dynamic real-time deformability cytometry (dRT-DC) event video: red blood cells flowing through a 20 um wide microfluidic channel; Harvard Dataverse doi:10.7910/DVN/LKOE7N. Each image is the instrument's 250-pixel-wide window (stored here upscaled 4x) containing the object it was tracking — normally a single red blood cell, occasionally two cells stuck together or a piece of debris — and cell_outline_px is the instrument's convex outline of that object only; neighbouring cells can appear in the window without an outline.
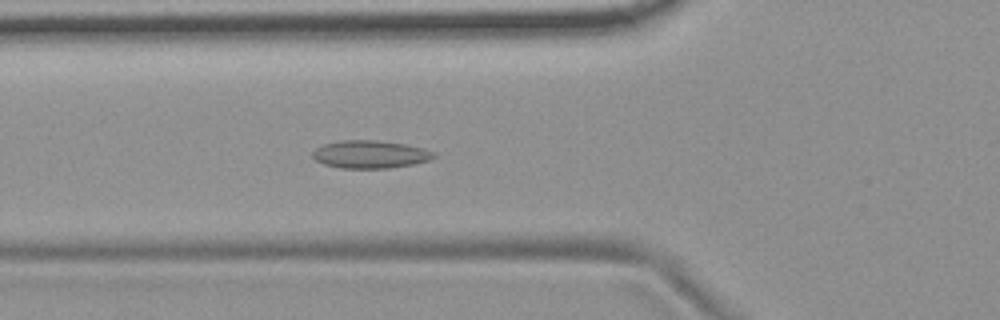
{"species": "common noctule bat (a hibernating species)", "species_latin": "Nyctalus noctula", "temperature_condition": "room temperature", "stored_images_in_passage": 55, "camera_frame_rate_fps": 3000, "um_per_image_px": 0.085, "animal": {"sex": "female", "body_mass_g": 19.9}, "frame": {"image": 1, "passage_image": 19, "time_ms": 6.0, "image_size_px": [1000, 320], "cell_outline_px": [[436, 156], [428, 160], [412, 164], [388, 168], [340, 168], [324, 164], [316, 160], [312, 156], [312, 152], [316, 148], [324, 144], [340, 140], [376, 140], [404, 144], [424, 148], [436, 152]], "centroid_in_image_um": [31.46, 13.11], "position_along_channel_um": 94.3, "area_um2": 19.59}}
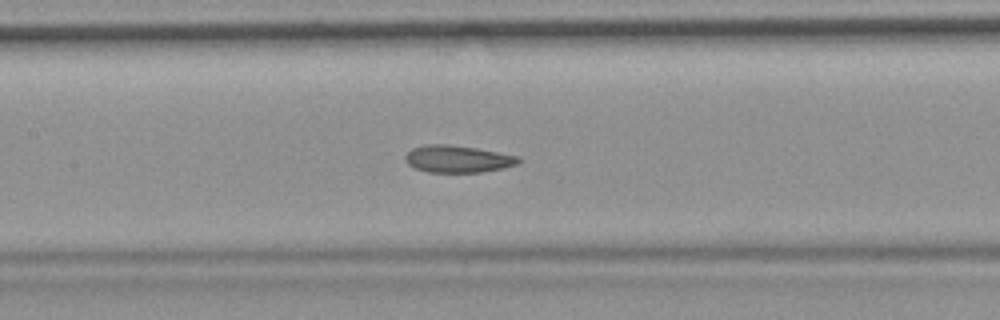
{"frame": {"image": 2, "passage_image": 25, "time_ms": 8.0, "image_size_px": [1000, 320], "cell_outline_px": [[524, 160], [516, 164], [504, 168], [480, 172], [428, 172], [416, 168], [408, 164], [404, 160], [404, 156], [412, 148], [428, 144], [448, 144], [476, 148], [520, 156]], "centroid_in_image_um": [38.93, 13.51], "position_along_channel_um": 168.5, "area_um2": 17.98}}
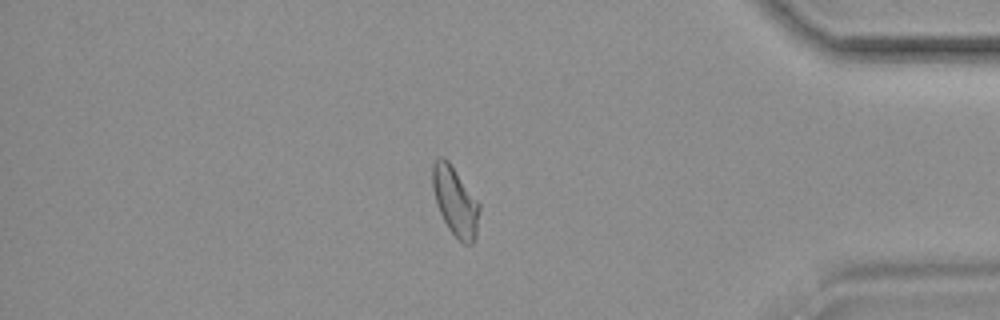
{"frame": {"image": 3, "passage_image": 46, "time_ms": 15.0, "image_size_px": [1000, 320], "cell_outline_px": [[480, 208], [476, 236], [472, 244], [464, 244], [448, 228], [440, 212], [432, 188], [432, 164], [440, 156], [444, 156], [448, 160], [480, 204]], "centroid_in_image_um": [38.69, 17.1], "position_along_channel_um": 396.5, "area_um2": 18.61}, "authors_computed_cell_mechanics": {"area_um2": 18.7272, "velocity_mm_per_s": 3.7022, "shape_relaxation_time_tau1_ms": null, "shape_relaxation_time_tau2_ms": 3.2873, "deformation_change_tau1": null, "deformation_change_tau2": 0.0882}}